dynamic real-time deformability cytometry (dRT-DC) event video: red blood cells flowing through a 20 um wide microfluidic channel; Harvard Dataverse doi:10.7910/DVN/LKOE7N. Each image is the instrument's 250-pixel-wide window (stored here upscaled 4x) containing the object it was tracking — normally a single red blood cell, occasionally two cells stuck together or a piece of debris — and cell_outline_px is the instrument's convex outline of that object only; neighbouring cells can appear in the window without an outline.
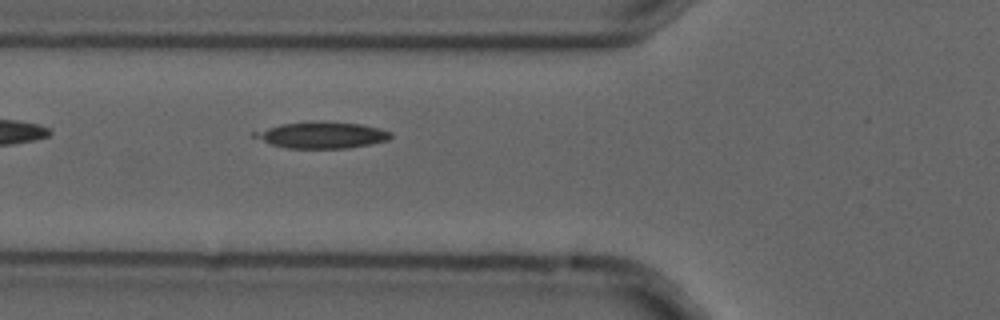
{"species": "common noctule bat (a hibernating species)", "species_latin": "Nyctalus noctula", "temperature_condition": "cold", "stored_images_in_passage": 4, "camera_frame_rate_fps": 3000, "um_per_image_px": 0.085, "animal": {"sex": "male", "forearm_length_mm": 52.5}, "frame": {"image": 1, "passage_image": 4, "time_ms": 1.0, "image_size_px": [1000, 320], "cell_outline_px": [[392, 136], [388, 140], [348, 148], [284, 148], [272, 144], [252, 136], [252, 132], [280, 124], [320, 120], [360, 124], [380, 128], [392, 132]], "centroid_in_image_um": [27.36, 11.46], "position_along_channel_um": 98.4, "area_um2": 21.04}}